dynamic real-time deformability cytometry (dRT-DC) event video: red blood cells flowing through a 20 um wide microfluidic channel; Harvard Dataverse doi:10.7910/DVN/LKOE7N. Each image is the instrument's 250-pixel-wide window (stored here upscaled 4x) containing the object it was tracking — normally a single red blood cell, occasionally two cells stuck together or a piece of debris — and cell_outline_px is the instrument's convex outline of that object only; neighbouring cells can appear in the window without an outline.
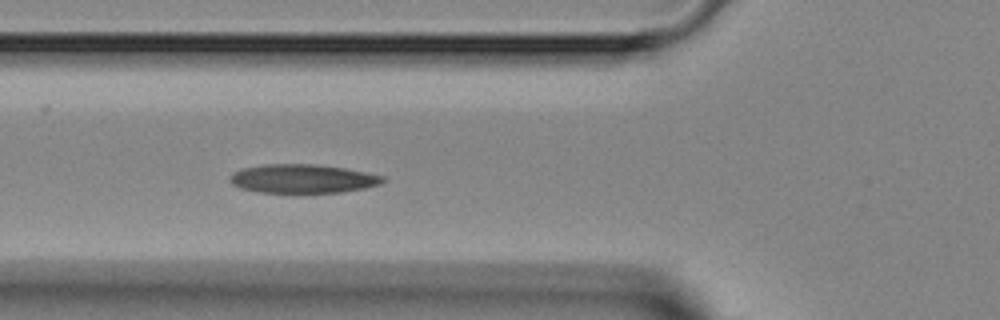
{"species": "Egyptian fruit bat (a non-hibernating species)", "species_latin": "Rousettus aegyptiacus", "temperature_condition": "room temperature", "stored_images_in_passage": 3, "camera_frame_rate_fps": 3000, "um_per_image_px": 0.085, "animal": {"sex": "female"}, "frame": {"image": 1, "passage_image": 3, "time_ms": 2.333, "image_size_px": [1000, 320], "cell_outline_px": [[384, 180], [380, 184], [364, 188], [340, 192], [260, 192], [240, 188], [232, 184], [228, 180], [232, 172], [240, 168], [264, 164], [316, 164], [344, 168], [384, 176]], "centroid_in_image_um": [25.66, 15.18], "position_along_channel_um": 100.1, "area_um2": 25.55}}